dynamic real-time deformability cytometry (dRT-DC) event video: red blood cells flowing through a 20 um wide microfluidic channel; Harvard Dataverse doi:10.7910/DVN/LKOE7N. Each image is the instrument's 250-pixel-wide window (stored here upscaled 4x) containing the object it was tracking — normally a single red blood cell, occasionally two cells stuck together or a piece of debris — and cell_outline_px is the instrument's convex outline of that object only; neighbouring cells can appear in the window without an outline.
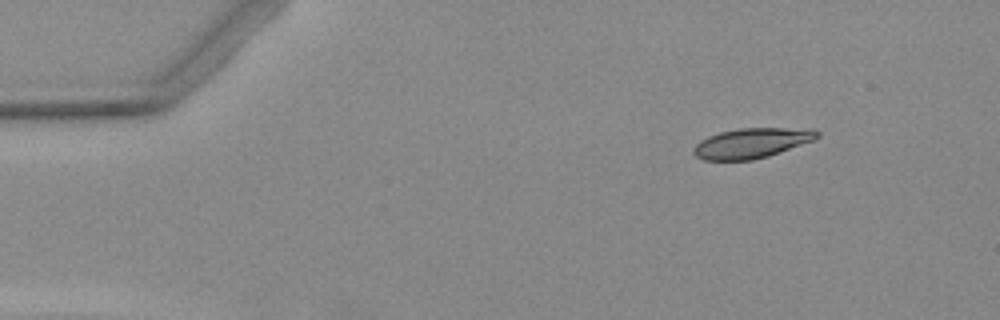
{"species": "Egyptian fruit bat (a non-hibernating species)", "species_latin": "Rousettus aegyptiacus", "temperature_condition": "warm", "stored_images_in_passage": 4, "camera_frame_rate_fps": 3000, "um_per_image_px": 0.085, "animal": {"sex": "female"}, "frame": {"image": 1, "passage_image": 1, "time_ms": 0.0, "image_size_px": [1000, 320], "cell_outline_px": [[820, 136], [816, 140], [768, 156], [752, 160], [704, 160], [696, 156], [692, 152], [692, 148], [700, 140], [708, 136], [720, 132], [740, 128], [816, 128], [820, 132]], "centroid_in_image_um": [63.94, 12.15], "position_along_channel_um": 21.1, "area_um2": 21.91}}
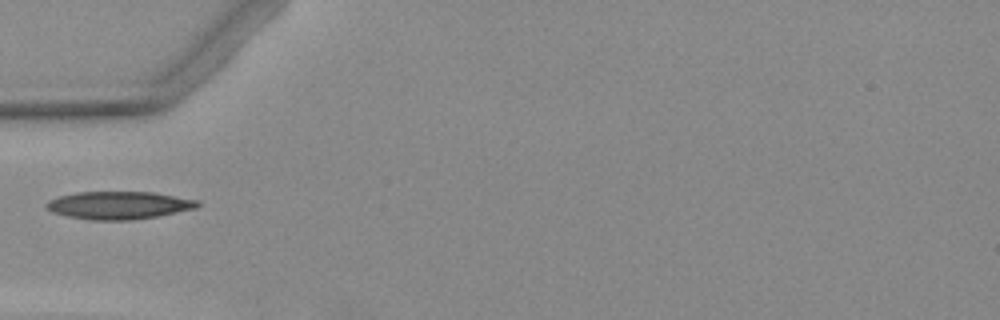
{"frame": {"image": 2, "passage_image": 4, "time_ms": 3.667, "image_size_px": [1000, 320], "cell_outline_px": [[200, 204], [196, 208], [156, 216], [132, 220], [92, 220], [68, 216], [52, 212], [44, 204], [48, 200], [60, 196], [76, 192], [156, 192], [200, 200]], "centroid_in_image_um": [10.12, 17.44], "position_along_channel_um": 74.9, "area_um2": 24.45}}